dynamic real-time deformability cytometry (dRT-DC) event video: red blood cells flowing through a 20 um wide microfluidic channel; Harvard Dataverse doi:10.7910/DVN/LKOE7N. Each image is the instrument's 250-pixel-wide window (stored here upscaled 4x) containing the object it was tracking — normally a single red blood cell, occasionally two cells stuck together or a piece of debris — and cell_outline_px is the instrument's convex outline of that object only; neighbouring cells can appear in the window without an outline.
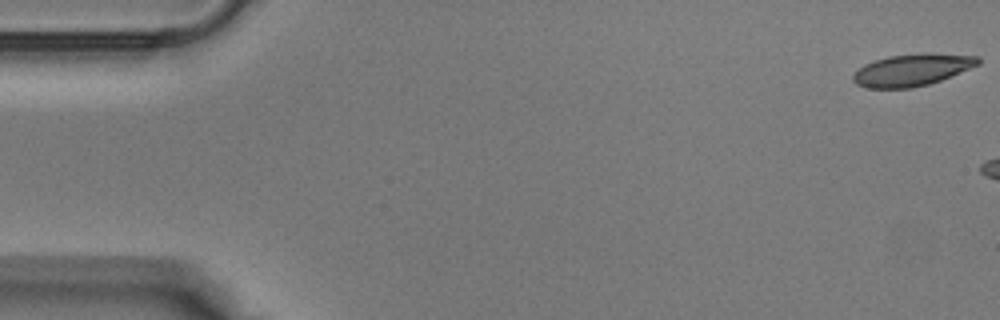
{"species": "Egyptian fruit bat (a non-hibernating species)", "species_latin": "Rousettus aegyptiacus", "temperature_condition": "warm", "stored_images_in_passage": 7, "camera_frame_rate_fps": 3000, "um_per_image_px": 0.085, "animal": {"sex": "male"}, "frame": {"image": 1, "passage_image": 1, "time_ms": 0.0, "image_size_px": [1000, 320], "cell_outline_px": [[980, 64], [940, 80], [928, 84], [912, 88], [868, 88], [856, 84], [852, 80], [852, 76], [864, 64], [888, 56], [980, 56]], "centroid_in_image_um": [77.44, 6.01], "position_along_channel_um": 7.6, "area_um2": 21.96}}